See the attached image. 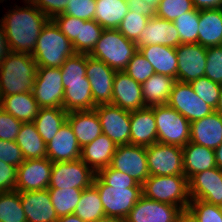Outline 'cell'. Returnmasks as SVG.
Masks as SVG:
<instances>
[{"mask_svg":"<svg viewBox=\"0 0 222 222\" xmlns=\"http://www.w3.org/2000/svg\"><path fill=\"white\" fill-rule=\"evenodd\" d=\"M51 20L72 43L79 37L80 23H84L82 19L65 14H58Z\"/></svg>","mask_w":222,"mask_h":222,"instance_id":"50","label":"cell"},{"mask_svg":"<svg viewBox=\"0 0 222 222\" xmlns=\"http://www.w3.org/2000/svg\"><path fill=\"white\" fill-rule=\"evenodd\" d=\"M53 162L48 158L24 160L17 168L15 190L29 192L48 189Z\"/></svg>","mask_w":222,"mask_h":222,"instance_id":"14","label":"cell"},{"mask_svg":"<svg viewBox=\"0 0 222 222\" xmlns=\"http://www.w3.org/2000/svg\"><path fill=\"white\" fill-rule=\"evenodd\" d=\"M180 37V44L198 43L199 10L193 9L173 21Z\"/></svg>","mask_w":222,"mask_h":222,"instance_id":"40","label":"cell"},{"mask_svg":"<svg viewBox=\"0 0 222 222\" xmlns=\"http://www.w3.org/2000/svg\"><path fill=\"white\" fill-rule=\"evenodd\" d=\"M137 50V44L128 40L117 29H104L88 55L103 61L115 71H124Z\"/></svg>","mask_w":222,"mask_h":222,"instance_id":"4","label":"cell"},{"mask_svg":"<svg viewBox=\"0 0 222 222\" xmlns=\"http://www.w3.org/2000/svg\"><path fill=\"white\" fill-rule=\"evenodd\" d=\"M75 53L72 42L50 19L39 34L32 56L38 67L60 68Z\"/></svg>","mask_w":222,"mask_h":222,"instance_id":"3","label":"cell"},{"mask_svg":"<svg viewBox=\"0 0 222 222\" xmlns=\"http://www.w3.org/2000/svg\"><path fill=\"white\" fill-rule=\"evenodd\" d=\"M30 2L49 19H52L54 16L64 12L69 0H31Z\"/></svg>","mask_w":222,"mask_h":222,"instance_id":"53","label":"cell"},{"mask_svg":"<svg viewBox=\"0 0 222 222\" xmlns=\"http://www.w3.org/2000/svg\"><path fill=\"white\" fill-rule=\"evenodd\" d=\"M143 195L187 211L190 203L189 183L185 175H150L142 184Z\"/></svg>","mask_w":222,"mask_h":222,"instance_id":"5","label":"cell"},{"mask_svg":"<svg viewBox=\"0 0 222 222\" xmlns=\"http://www.w3.org/2000/svg\"><path fill=\"white\" fill-rule=\"evenodd\" d=\"M63 109L66 112L93 110V100L89 81L63 82Z\"/></svg>","mask_w":222,"mask_h":222,"instance_id":"31","label":"cell"},{"mask_svg":"<svg viewBox=\"0 0 222 222\" xmlns=\"http://www.w3.org/2000/svg\"><path fill=\"white\" fill-rule=\"evenodd\" d=\"M183 150L184 175L189 180L193 175L216 166L213 149L188 142Z\"/></svg>","mask_w":222,"mask_h":222,"instance_id":"28","label":"cell"},{"mask_svg":"<svg viewBox=\"0 0 222 222\" xmlns=\"http://www.w3.org/2000/svg\"><path fill=\"white\" fill-rule=\"evenodd\" d=\"M67 114L63 108H40L34 119L39 135L48 144L57 134L60 127L67 121Z\"/></svg>","mask_w":222,"mask_h":222,"instance_id":"35","label":"cell"},{"mask_svg":"<svg viewBox=\"0 0 222 222\" xmlns=\"http://www.w3.org/2000/svg\"><path fill=\"white\" fill-rule=\"evenodd\" d=\"M167 105L178 111L190 123L215 111L197 96L190 83L179 81L174 83Z\"/></svg>","mask_w":222,"mask_h":222,"instance_id":"11","label":"cell"},{"mask_svg":"<svg viewBox=\"0 0 222 222\" xmlns=\"http://www.w3.org/2000/svg\"><path fill=\"white\" fill-rule=\"evenodd\" d=\"M117 145L105 134H101L94 141L81 148L80 159L96 174L110 166Z\"/></svg>","mask_w":222,"mask_h":222,"instance_id":"26","label":"cell"},{"mask_svg":"<svg viewBox=\"0 0 222 222\" xmlns=\"http://www.w3.org/2000/svg\"><path fill=\"white\" fill-rule=\"evenodd\" d=\"M94 222H123V221L116 217L103 216Z\"/></svg>","mask_w":222,"mask_h":222,"instance_id":"60","label":"cell"},{"mask_svg":"<svg viewBox=\"0 0 222 222\" xmlns=\"http://www.w3.org/2000/svg\"><path fill=\"white\" fill-rule=\"evenodd\" d=\"M197 10L222 8V0H192Z\"/></svg>","mask_w":222,"mask_h":222,"instance_id":"57","label":"cell"},{"mask_svg":"<svg viewBox=\"0 0 222 222\" xmlns=\"http://www.w3.org/2000/svg\"><path fill=\"white\" fill-rule=\"evenodd\" d=\"M57 222H84L78 216L71 214L58 219Z\"/></svg>","mask_w":222,"mask_h":222,"instance_id":"59","label":"cell"},{"mask_svg":"<svg viewBox=\"0 0 222 222\" xmlns=\"http://www.w3.org/2000/svg\"><path fill=\"white\" fill-rule=\"evenodd\" d=\"M150 175H184L182 147L156 142L146 147Z\"/></svg>","mask_w":222,"mask_h":222,"instance_id":"10","label":"cell"},{"mask_svg":"<svg viewBox=\"0 0 222 222\" xmlns=\"http://www.w3.org/2000/svg\"><path fill=\"white\" fill-rule=\"evenodd\" d=\"M143 1L146 2L149 5H152L155 8H157L160 0H143Z\"/></svg>","mask_w":222,"mask_h":222,"instance_id":"63","label":"cell"},{"mask_svg":"<svg viewBox=\"0 0 222 222\" xmlns=\"http://www.w3.org/2000/svg\"><path fill=\"white\" fill-rule=\"evenodd\" d=\"M87 54L75 53L60 67L63 82L89 81L86 77Z\"/></svg>","mask_w":222,"mask_h":222,"instance_id":"41","label":"cell"},{"mask_svg":"<svg viewBox=\"0 0 222 222\" xmlns=\"http://www.w3.org/2000/svg\"><path fill=\"white\" fill-rule=\"evenodd\" d=\"M20 201L27 222H57L48 189L20 192Z\"/></svg>","mask_w":222,"mask_h":222,"instance_id":"21","label":"cell"},{"mask_svg":"<svg viewBox=\"0 0 222 222\" xmlns=\"http://www.w3.org/2000/svg\"><path fill=\"white\" fill-rule=\"evenodd\" d=\"M115 74L116 71L103 61L87 54L86 77L91 86L95 107L111 104Z\"/></svg>","mask_w":222,"mask_h":222,"instance_id":"17","label":"cell"},{"mask_svg":"<svg viewBox=\"0 0 222 222\" xmlns=\"http://www.w3.org/2000/svg\"><path fill=\"white\" fill-rule=\"evenodd\" d=\"M67 121L81 148L102 134L101 123L94 109L68 112Z\"/></svg>","mask_w":222,"mask_h":222,"instance_id":"25","label":"cell"},{"mask_svg":"<svg viewBox=\"0 0 222 222\" xmlns=\"http://www.w3.org/2000/svg\"><path fill=\"white\" fill-rule=\"evenodd\" d=\"M110 166L129 174L140 184L150 176L147 166L146 147L137 145H119Z\"/></svg>","mask_w":222,"mask_h":222,"instance_id":"15","label":"cell"},{"mask_svg":"<svg viewBox=\"0 0 222 222\" xmlns=\"http://www.w3.org/2000/svg\"><path fill=\"white\" fill-rule=\"evenodd\" d=\"M126 2L130 11L143 14L147 18H153L156 16V8L147 4L143 0H126Z\"/></svg>","mask_w":222,"mask_h":222,"instance_id":"55","label":"cell"},{"mask_svg":"<svg viewBox=\"0 0 222 222\" xmlns=\"http://www.w3.org/2000/svg\"><path fill=\"white\" fill-rule=\"evenodd\" d=\"M102 128V133L117 146L130 144L131 112L112 104L99 105L94 108Z\"/></svg>","mask_w":222,"mask_h":222,"instance_id":"12","label":"cell"},{"mask_svg":"<svg viewBox=\"0 0 222 222\" xmlns=\"http://www.w3.org/2000/svg\"><path fill=\"white\" fill-rule=\"evenodd\" d=\"M51 203L58 215V218L71 215L80 200L82 189H48Z\"/></svg>","mask_w":222,"mask_h":222,"instance_id":"37","label":"cell"},{"mask_svg":"<svg viewBox=\"0 0 222 222\" xmlns=\"http://www.w3.org/2000/svg\"><path fill=\"white\" fill-rule=\"evenodd\" d=\"M93 185L97 188L105 216L116 217L124 221L130 210L143 195L142 188L126 186H108L97 174Z\"/></svg>","mask_w":222,"mask_h":222,"instance_id":"7","label":"cell"},{"mask_svg":"<svg viewBox=\"0 0 222 222\" xmlns=\"http://www.w3.org/2000/svg\"><path fill=\"white\" fill-rule=\"evenodd\" d=\"M22 123L0 107V140L15 141Z\"/></svg>","mask_w":222,"mask_h":222,"instance_id":"51","label":"cell"},{"mask_svg":"<svg viewBox=\"0 0 222 222\" xmlns=\"http://www.w3.org/2000/svg\"><path fill=\"white\" fill-rule=\"evenodd\" d=\"M130 144L148 147L157 142V126L153 106L131 112Z\"/></svg>","mask_w":222,"mask_h":222,"instance_id":"24","label":"cell"},{"mask_svg":"<svg viewBox=\"0 0 222 222\" xmlns=\"http://www.w3.org/2000/svg\"><path fill=\"white\" fill-rule=\"evenodd\" d=\"M205 76L222 85V45L207 48Z\"/></svg>","mask_w":222,"mask_h":222,"instance_id":"47","label":"cell"},{"mask_svg":"<svg viewBox=\"0 0 222 222\" xmlns=\"http://www.w3.org/2000/svg\"><path fill=\"white\" fill-rule=\"evenodd\" d=\"M176 79L155 73L142 86L144 105L151 107L167 104Z\"/></svg>","mask_w":222,"mask_h":222,"instance_id":"33","label":"cell"},{"mask_svg":"<svg viewBox=\"0 0 222 222\" xmlns=\"http://www.w3.org/2000/svg\"><path fill=\"white\" fill-rule=\"evenodd\" d=\"M215 162L216 166L222 169V144L218 146L215 150Z\"/></svg>","mask_w":222,"mask_h":222,"instance_id":"58","label":"cell"},{"mask_svg":"<svg viewBox=\"0 0 222 222\" xmlns=\"http://www.w3.org/2000/svg\"><path fill=\"white\" fill-rule=\"evenodd\" d=\"M24 160L21 148L15 141L0 140V161L18 168Z\"/></svg>","mask_w":222,"mask_h":222,"instance_id":"52","label":"cell"},{"mask_svg":"<svg viewBox=\"0 0 222 222\" xmlns=\"http://www.w3.org/2000/svg\"><path fill=\"white\" fill-rule=\"evenodd\" d=\"M111 104L129 112L146 107L141 84L124 71H116Z\"/></svg>","mask_w":222,"mask_h":222,"instance_id":"19","label":"cell"},{"mask_svg":"<svg viewBox=\"0 0 222 222\" xmlns=\"http://www.w3.org/2000/svg\"><path fill=\"white\" fill-rule=\"evenodd\" d=\"M151 63L155 73L173 77L177 81L178 59L176 48L162 45H147L138 49Z\"/></svg>","mask_w":222,"mask_h":222,"instance_id":"27","label":"cell"},{"mask_svg":"<svg viewBox=\"0 0 222 222\" xmlns=\"http://www.w3.org/2000/svg\"><path fill=\"white\" fill-rule=\"evenodd\" d=\"M128 12L126 0H96L94 20L104 29H117Z\"/></svg>","mask_w":222,"mask_h":222,"instance_id":"34","label":"cell"},{"mask_svg":"<svg viewBox=\"0 0 222 222\" xmlns=\"http://www.w3.org/2000/svg\"><path fill=\"white\" fill-rule=\"evenodd\" d=\"M198 44L222 45V8L199 10Z\"/></svg>","mask_w":222,"mask_h":222,"instance_id":"29","label":"cell"},{"mask_svg":"<svg viewBox=\"0 0 222 222\" xmlns=\"http://www.w3.org/2000/svg\"><path fill=\"white\" fill-rule=\"evenodd\" d=\"M26 3L24 8L16 5V9L9 10L1 21L11 51L32 55L39 34L50 19L31 2Z\"/></svg>","mask_w":222,"mask_h":222,"instance_id":"1","label":"cell"},{"mask_svg":"<svg viewBox=\"0 0 222 222\" xmlns=\"http://www.w3.org/2000/svg\"><path fill=\"white\" fill-rule=\"evenodd\" d=\"M37 67L32 55L11 51L0 64V96L31 92Z\"/></svg>","mask_w":222,"mask_h":222,"instance_id":"2","label":"cell"},{"mask_svg":"<svg viewBox=\"0 0 222 222\" xmlns=\"http://www.w3.org/2000/svg\"><path fill=\"white\" fill-rule=\"evenodd\" d=\"M73 214L84 222H94L105 216L98 190L93 184L82 191Z\"/></svg>","mask_w":222,"mask_h":222,"instance_id":"36","label":"cell"},{"mask_svg":"<svg viewBox=\"0 0 222 222\" xmlns=\"http://www.w3.org/2000/svg\"><path fill=\"white\" fill-rule=\"evenodd\" d=\"M95 10L96 0H69L62 14L89 21L94 20Z\"/></svg>","mask_w":222,"mask_h":222,"instance_id":"49","label":"cell"},{"mask_svg":"<svg viewBox=\"0 0 222 222\" xmlns=\"http://www.w3.org/2000/svg\"><path fill=\"white\" fill-rule=\"evenodd\" d=\"M104 30L95 20L80 23L79 37L72 43L76 53L89 54Z\"/></svg>","mask_w":222,"mask_h":222,"instance_id":"39","label":"cell"},{"mask_svg":"<svg viewBox=\"0 0 222 222\" xmlns=\"http://www.w3.org/2000/svg\"><path fill=\"white\" fill-rule=\"evenodd\" d=\"M157 142L184 147L190 142V122L167 104L153 106Z\"/></svg>","mask_w":222,"mask_h":222,"instance_id":"6","label":"cell"},{"mask_svg":"<svg viewBox=\"0 0 222 222\" xmlns=\"http://www.w3.org/2000/svg\"><path fill=\"white\" fill-rule=\"evenodd\" d=\"M96 173L81 159L53 162L48 189H86L93 184Z\"/></svg>","mask_w":222,"mask_h":222,"instance_id":"8","label":"cell"},{"mask_svg":"<svg viewBox=\"0 0 222 222\" xmlns=\"http://www.w3.org/2000/svg\"><path fill=\"white\" fill-rule=\"evenodd\" d=\"M190 85L199 98H201L214 110L216 109L222 90V85L213 82L206 76H202L196 80L191 81Z\"/></svg>","mask_w":222,"mask_h":222,"instance_id":"43","label":"cell"},{"mask_svg":"<svg viewBox=\"0 0 222 222\" xmlns=\"http://www.w3.org/2000/svg\"><path fill=\"white\" fill-rule=\"evenodd\" d=\"M15 142L25 160L47 158V144L39 135L34 122H23Z\"/></svg>","mask_w":222,"mask_h":222,"instance_id":"32","label":"cell"},{"mask_svg":"<svg viewBox=\"0 0 222 222\" xmlns=\"http://www.w3.org/2000/svg\"><path fill=\"white\" fill-rule=\"evenodd\" d=\"M183 210L142 195L123 222H181Z\"/></svg>","mask_w":222,"mask_h":222,"instance_id":"13","label":"cell"},{"mask_svg":"<svg viewBox=\"0 0 222 222\" xmlns=\"http://www.w3.org/2000/svg\"><path fill=\"white\" fill-rule=\"evenodd\" d=\"M190 199H200L210 204L222 202V169L214 167L193 175L189 180Z\"/></svg>","mask_w":222,"mask_h":222,"instance_id":"18","label":"cell"},{"mask_svg":"<svg viewBox=\"0 0 222 222\" xmlns=\"http://www.w3.org/2000/svg\"><path fill=\"white\" fill-rule=\"evenodd\" d=\"M124 72L140 84L144 83L155 74L153 66L139 50H137L132 59L128 62Z\"/></svg>","mask_w":222,"mask_h":222,"instance_id":"46","label":"cell"},{"mask_svg":"<svg viewBox=\"0 0 222 222\" xmlns=\"http://www.w3.org/2000/svg\"><path fill=\"white\" fill-rule=\"evenodd\" d=\"M0 64L3 62V60L8 56V54L11 52L9 43L6 39V32L4 31L3 23L0 20Z\"/></svg>","mask_w":222,"mask_h":222,"instance_id":"56","label":"cell"},{"mask_svg":"<svg viewBox=\"0 0 222 222\" xmlns=\"http://www.w3.org/2000/svg\"><path fill=\"white\" fill-rule=\"evenodd\" d=\"M187 212L197 222H222V209L200 199H190Z\"/></svg>","mask_w":222,"mask_h":222,"instance_id":"42","label":"cell"},{"mask_svg":"<svg viewBox=\"0 0 222 222\" xmlns=\"http://www.w3.org/2000/svg\"><path fill=\"white\" fill-rule=\"evenodd\" d=\"M149 18L138 12L130 11L121 21L117 30L128 40L137 42Z\"/></svg>","mask_w":222,"mask_h":222,"instance_id":"44","label":"cell"},{"mask_svg":"<svg viewBox=\"0 0 222 222\" xmlns=\"http://www.w3.org/2000/svg\"><path fill=\"white\" fill-rule=\"evenodd\" d=\"M97 175L108 185V186H126V188H142L137 180L132 178L129 174L123 173L111 166L103 168Z\"/></svg>","mask_w":222,"mask_h":222,"instance_id":"48","label":"cell"},{"mask_svg":"<svg viewBox=\"0 0 222 222\" xmlns=\"http://www.w3.org/2000/svg\"><path fill=\"white\" fill-rule=\"evenodd\" d=\"M178 59L177 81L190 83L205 76L207 48L198 43L180 44L176 47Z\"/></svg>","mask_w":222,"mask_h":222,"instance_id":"16","label":"cell"},{"mask_svg":"<svg viewBox=\"0 0 222 222\" xmlns=\"http://www.w3.org/2000/svg\"><path fill=\"white\" fill-rule=\"evenodd\" d=\"M215 111H217L218 113H220L222 115V90H221L220 97L218 100V105H217Z\"/></svg>","mask_w":222,"mask_h":222,"instance_id":"62","label":"cell"},{"mask_svg":"<svg viewBox=\"0 0 222 222\" xmlns=\"http://www.w3.org/2000/svg\"><path fill=\"white\" fill-rule=\"evenodd\" d=\"M0 222H27L20 201V192H0Z\"/></svg>","mask_w":222,"mask_h":222,"instance_id":"38","label":"cell"},{"mask_svg":"<svg viewBox=\"0 0 222 222\" xmlns=\"http://www.w3.org/2000/svg\"><path fill=\"white\" fill-rule=\"evenodd\" d=\"M181 222H197L187 211H184L181 217Z\"/></svg>","mask_w":222,"mask_h":222,"instance_id":"61","label":"cell"},{"mask_svg":"<svg viewBox=\"0 0 222 222\" xmlns=\"http://www.w3.org/2000/svg\"><path fill=\"white\" fill-rule=\"evenodd\" d=\"M193 9L192 0H160L156 16L173 22L177 17Z\"/></svg>","mask_w":222,"mask_h":222,"instance_id":"45","label":"cell"},{"mask_svg":"<svg viewBox=\"0 0 222 222\" xmlns=\"http://www.w3.org/2000/svg\"><path fill=\"white\" fill-rule=\"evenodd\" d=\"M190 142L215 150L222 144V115L217 111L190 124Z\"/></svg>","mask_w":222,"mask_h":222,"instance_id":"23","label":"cell"},{"mask_svg":"<svg viewBox=\"0 0 222 222\" xmlns=\"http://www.w3.org/2000/svg\"><path fill=\"white\" fill-rule=\"evenodd\" d=\"M79 146L72 127L66 121L47 144V158L51 162H68L80 159Z\"/></svg>","mask_w":222,"mask_h":222,"instance_id":"22","label":"cell"},{"mask_svg":"<svg viewBox=\"0 0 222 222\" xmlns=\"http://www.w3.org/2000/svg\"><path fill=\"white\" fill-rule=\"evenodd\" d=\"M0 107L22 122H34L40 109L32 92L0 96Z\"/></svg>","mask_w":222,"mask_h":222,"instance_id":"30","label":"cell"},{"mask_svg":"<svg viewBox=\"0 0 222 222\" xmlns=\"http://www.w3.org/2000/svg\"><path fill=\"white\" fill-rule=\"evenodd\" d=\"M17 168L0 161V192L15 190Z\"/></svg>","mask_w":222,"mask_h":222,"instance_id":"54","label":"cell"},{"mask_svg":"<svg viewBox=\"0 0 222 222\" xmlns=\"http://www.w3.org/2000/svg\"><path fill=\"white\" fill-rule=\"evenodd\" d=\"M137 48L147 45L178 47L180 37L174 23L160 17L149 18L136 42Z\"/></svg>","mask_w":222,"mask_h":222,"instance_id":"20","label":"cell"},{"mask_svg":"<svg viewBox=\"0 0 222 222\" xmlns=\"http://www.w3.org/2000/svg\"><path fill=\"white\" fill-rule=\"evenodd\" d=\"M64 91L60 68L37 67L31 92L40 108H63Z\"/></svg>","mask_w":222,"mask_h":222,"instance_id":"9","label":"cell"}]
</instances>
